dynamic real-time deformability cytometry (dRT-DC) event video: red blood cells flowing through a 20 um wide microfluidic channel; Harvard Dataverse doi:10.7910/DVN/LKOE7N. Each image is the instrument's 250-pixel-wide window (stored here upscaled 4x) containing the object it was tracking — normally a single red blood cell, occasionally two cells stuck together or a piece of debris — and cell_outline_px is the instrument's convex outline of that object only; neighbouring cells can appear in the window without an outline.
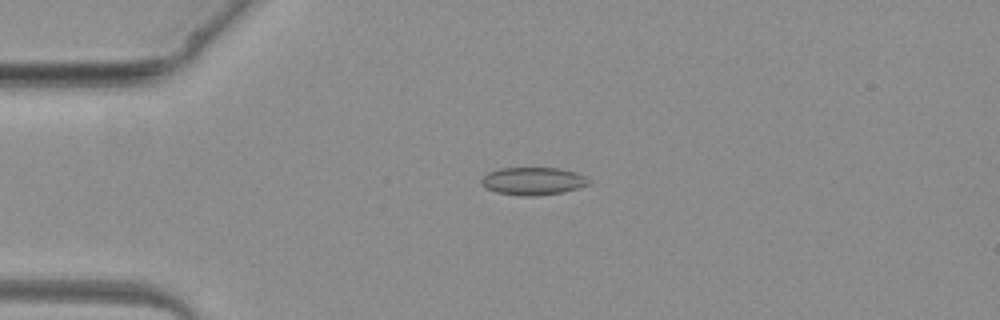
{"species": "common noctule bat (a hibernating species)", "species_latin": "Nyctalus noctula", "temperature_condition": "warm", "stored_images_in_passage": 4, "camera_frame_rate_fps": 3000, "um_per_image_px": 0.085, "animal": {"sex": "female", "body_mass_g": 19.3, "forearm_length_mm": 54.1}, "frame": {"image": 1, "passage_image": 3, "time_ms": 2.333, "image_size_px": [1000, 320], "cell_outline_px": [[592, 180], [588, 184], [564, 192], [536, 196], [520, 196], [496, 192], [480, 184], [480, 180], [488, 172], [500, 168], [560, 168], [576, 172]], "centroid_in_image_um": [45.3, 15.39], "position_along_channel_um": 39.7, "area_um2": 17.4}}
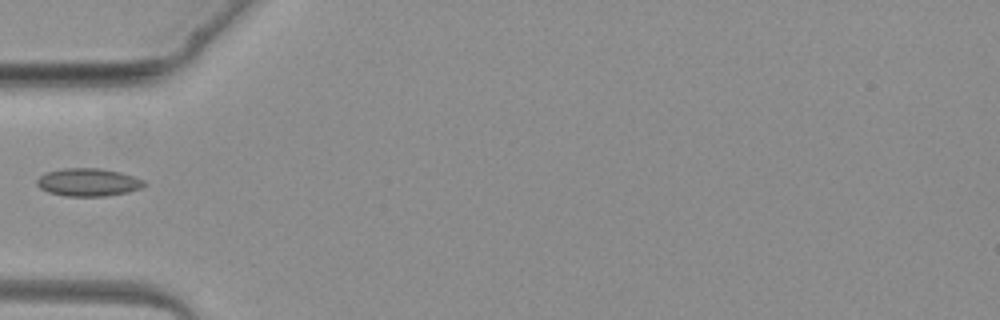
{"frame": {"image": 2, "passage_image": 4, "time_ms": 3.667, "image_size_px": [1000, 320], "cell_outline_px": [[148, 184], [140, 188], [128, 192], [104, 196], [64, 196], [48, 192], [40, 188], [36, 184], [36, 180], [44, 172], [64, 168], [100, 168], [120, 172], [144, 180]], "centroid_in_image_um": [7.48, 15.49], "position_along_channel_um": 77.5, "area_um2": 17.51}}